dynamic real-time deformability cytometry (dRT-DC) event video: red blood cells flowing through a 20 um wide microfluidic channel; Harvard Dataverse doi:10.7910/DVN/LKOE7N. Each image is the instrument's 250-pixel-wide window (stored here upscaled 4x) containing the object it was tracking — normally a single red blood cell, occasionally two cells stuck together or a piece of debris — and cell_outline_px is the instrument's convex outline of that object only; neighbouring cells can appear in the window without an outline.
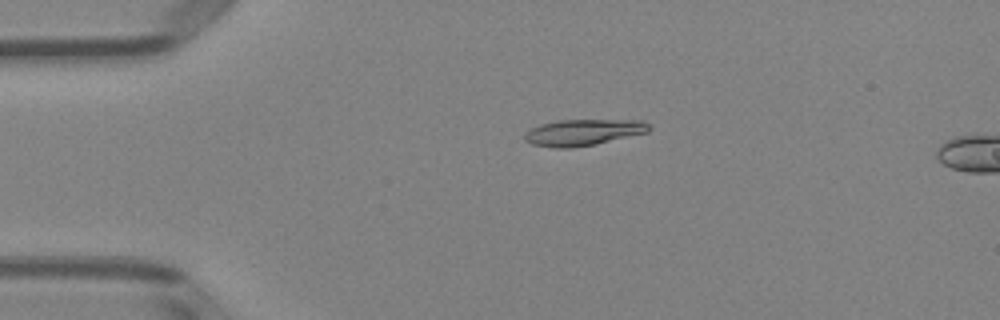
{"species": "Egyptian fruit bat (a non-hibernating species)", "species_latin": "Rousettus aegyptiacus", "temperature_condition": "room temperature", "stored_images_in_passage": 5, "segment_of_instrument_passage": [1, 2], "camera_frame_rate_fps": 3000, "um_per_image_px": 0.085, "animal": {"sex": "female"}, "frame": {"image": 1, "passage_image": 4, "time_ms": 3.333, "image_size_px": [1000, 320], "cell_outline_px": [[652, 128], [648, 132], [596, 144], [572, 148], [556, 148], [532, 144], [524, 140], [524, 136], [532, 128], [540, 124], [556, 120], [644, 120]], "centroid_in_image_um": [49.6, 11.25], "position_along_channel_um": 35.4, "area_um2": 19.07}}